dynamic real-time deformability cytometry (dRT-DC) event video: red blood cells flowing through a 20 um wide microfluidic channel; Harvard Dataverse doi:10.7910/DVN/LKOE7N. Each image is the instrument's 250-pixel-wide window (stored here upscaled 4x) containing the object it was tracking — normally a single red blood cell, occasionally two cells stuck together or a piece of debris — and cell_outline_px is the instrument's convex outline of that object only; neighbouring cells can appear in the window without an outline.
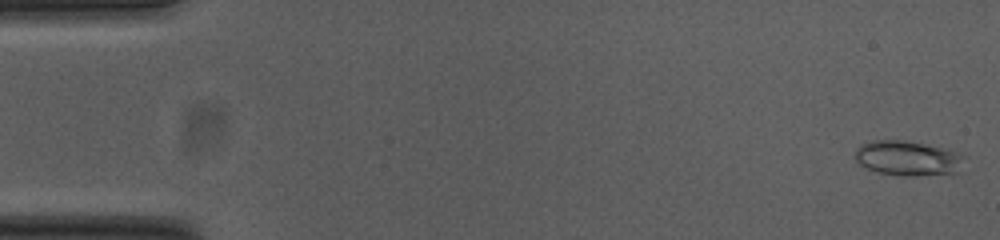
{"species": "common noctule bat (a hibernating species)", "species_latin": "Nyctalus noctula", "temperature_condition": "cold", "stored_images_in_passage": 53, "camera_frame_rate_fps": 3000, "um_per_image_px": 0.085, "animal": {"sex": "female", "body_mass_g": 23.0, "forearm_length_mm": 53.4}, "frame": {"image": 1, "passage_image": 1, "time_ms": 0.0, "image_size_px": [1000, 240], "cell_outline_px": [[964, 172], [916, 176], [900, 176], [876, 172], [864, 168], [856, 160], [856, 148], [860, 144], [872, 140], [904, 140], [944, 148], [956, 152], [964, 156]], "centroid_in_image_um": [77.19, 13.47], "position_along_channel_um": 7.8, "area_um2": 22.66}}
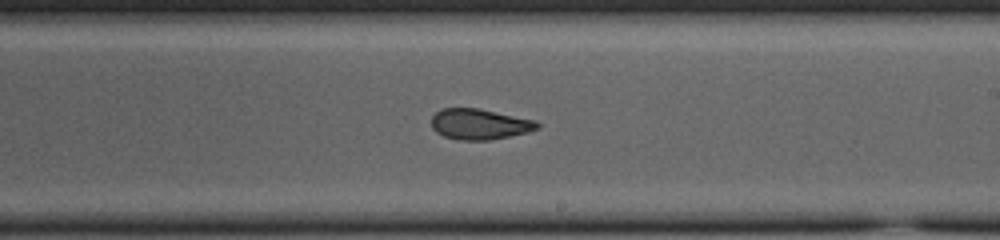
{"frame": {"image": 2, "passage_image": 31, "time_ms": 10.0, "image_size_px": [1000, 240], "cell_outline_px": [[540, 128], [528, 132], [488, 140], [460, 140], [444, 136], [436, 132], [432, 128], [432, 116], [440, 108], [480, 108], [536, 120], [540, 124]], "centroid_in_image_um": [40.77, 10.54], "position_along_channel_um": 248.2, "area_um2": 19.02}}
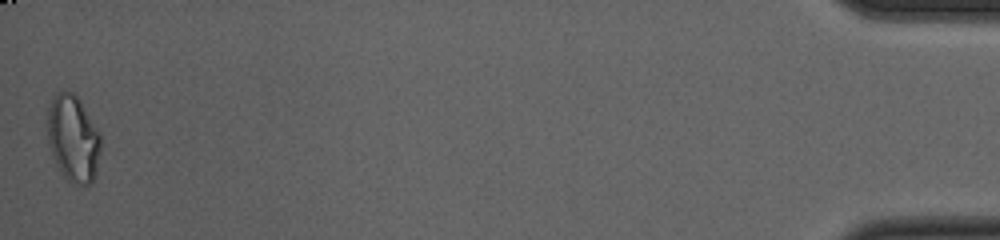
{"frame": {"image": 3, "passage_image": 53, "time_ms": 17.333, "image_size_px": [1000, 240], "cell_outline_px": [[100, 152], [96, 172], [92, 184], [72, 184], [64, 180], [52, 156], [48, 144], [48, 108], [52, 96], [56, 92], [64, 88], [72, 92], [80, 100], [100, 132]], "centroid_in_image_um": [6.2, 11.77], "position_along_channel_um": 429.0, "area_um2": 27.46}, "authors_computed_cell_mechanics": {"area_um2": 20.23, "velocity_mm_per_s": 3.7883, "shape_relaxation_time_tau1_ms": 6.0056, "shape_relaxation_time_tau2_ms": 2.2253, "deformation_change_tau1": 0.1239, "deformation_change_tau2": 0.0846}}